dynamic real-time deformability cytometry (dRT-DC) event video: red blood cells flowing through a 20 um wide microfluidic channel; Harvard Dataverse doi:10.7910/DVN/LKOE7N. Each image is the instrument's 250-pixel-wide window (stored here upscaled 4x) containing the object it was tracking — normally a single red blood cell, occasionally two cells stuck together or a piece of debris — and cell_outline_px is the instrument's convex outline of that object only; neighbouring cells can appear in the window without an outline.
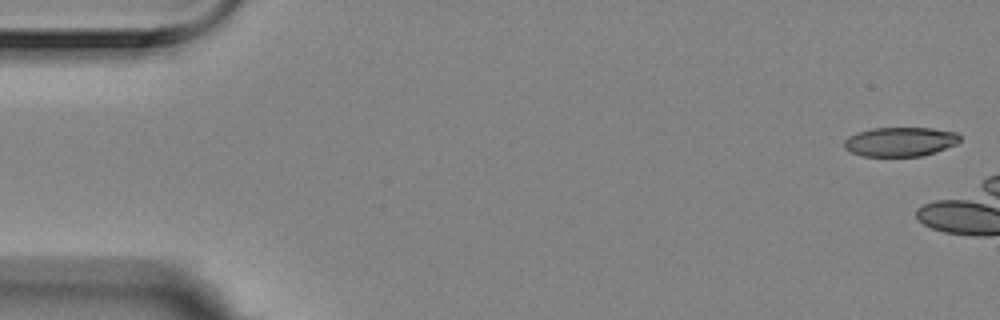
{"species": "Egyptian fruit bat (a non-hibernating species)", "species_latin": "Rousettus aegyptiacus", "temperature_condition": "room temperature", "stored_images_in_passage": 3, "camera_frame_rate_fps": 3000, "um_per_image_px": 0.085, "animal": {"sex": "female"}, "frame": {"image": 1, "passage_image": 1, "time_ms": 0.0, "image_size_px": [1000, 320], "cell_outline_px": [[960, 140], [956, 144], [920, 156], [860, 156], [844, 148], [844, 140], [848, 136], [856, 132], [872, 128], [932, 128], [956, 132], [960, 136]], "centroid_in_image_um": [76.47, 12.03], "position_along_channel_um": 8.5, "area_um2": 19.65}}